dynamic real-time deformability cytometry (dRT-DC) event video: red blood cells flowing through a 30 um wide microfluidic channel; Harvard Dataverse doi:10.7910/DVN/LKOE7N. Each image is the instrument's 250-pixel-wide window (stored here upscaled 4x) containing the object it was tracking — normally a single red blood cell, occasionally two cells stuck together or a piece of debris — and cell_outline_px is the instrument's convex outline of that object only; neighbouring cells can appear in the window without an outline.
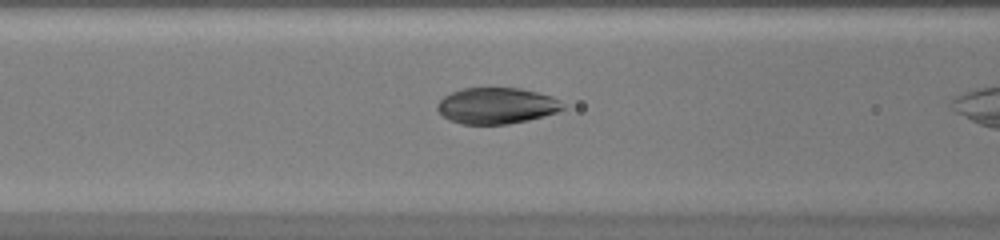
{"species": "common noctule bat (a hibernating species)", "species_latin": "Nyctalus noctula", "temperature_condition": "warm", "stored_images_in_passage": 8, "camera_frame_rate_fps": 3000, "um_per_image_px": 0.085, "animal": {"sex": "female", "body_mass_g": 20.0, "forearm_length_mm": 54.0}, "frame": {"image": 1, "passage_image": 7, "time_ms": 2.0, "image_size_px": [1000, 240], "cell_outline_px": [[564, 108], [556, 112], [544, 116], [528, 120], [508, 124], [460, 124], [448, 120], [436, 108], [436, 104], [444, 96], [460, 88], [520, 88], [552, 96], [560, 100], [564, 104]], "centroid_in_image_um": [42.2, 8.99], "position_along_channel_um": 124.4, "area_um2": 26.53}}